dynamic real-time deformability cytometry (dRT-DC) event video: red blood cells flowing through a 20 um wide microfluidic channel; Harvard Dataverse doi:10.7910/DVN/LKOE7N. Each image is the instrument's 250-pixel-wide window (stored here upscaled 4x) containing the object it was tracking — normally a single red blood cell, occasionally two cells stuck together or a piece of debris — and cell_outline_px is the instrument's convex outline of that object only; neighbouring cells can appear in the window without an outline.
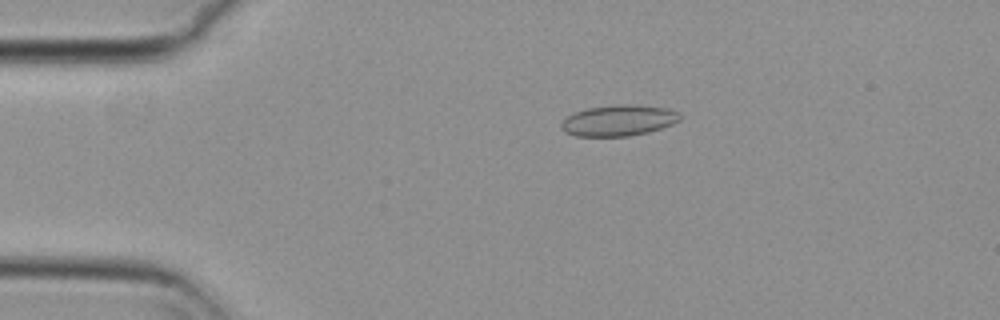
{"species": "common noctule bat (a hibernating species)", "species_latin": "Nyctalus noctula", "temperature_condition": "cold", "stored_images_in_passage": 50, "camera_frame_rate_fps": 3000, "um_per_image_px": 0.085, "animal": {"sex": "female", "body_mass_g": 29.2, "forearm_length_mm": 56.3}, "frame": {"image": 1, "passage_image": 6, "time_ms": 1.667, "image_size_px": [1000, 320], "cell_outline_px": [[680, 120], [672, 124], [648, 132], [628, 136], [576, 136], [564, 132], [560, 128], [560, 124], [568, 116], [576, 112], [588, 108], [624, 104], [628, 104], [668, 108], [680, 112]], "centroid_in_image_um": [52.59, 10.24], "position_along_channel_um": 32.4, "area_um2": 21.27}}
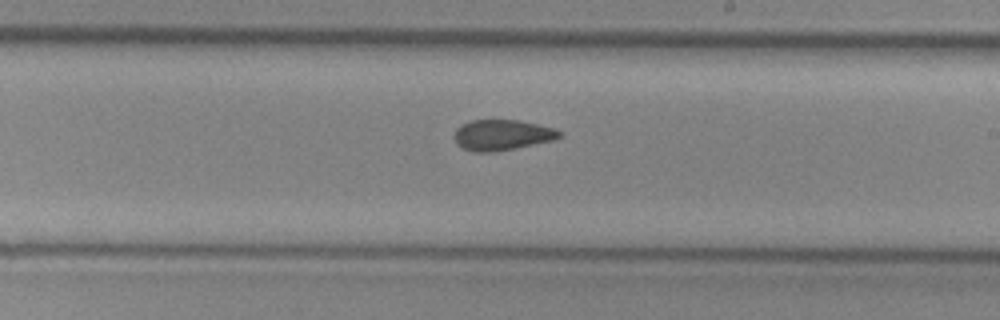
{"frame": {"image": 2, "passage_image": 27, "time_ms": 8.667, "image_size_px": [1000, 320], "cell_outline_px": [[564, 132], [560, 136], [552, 140], [492, 152], [476, 152], [464, 148], [456, 144], [452, 136], [456, 128], [460, 124], [472, 120], [520, 120], [556, 128]], "centroid_in_image_um": [42.64, 11.45], "position_along_channel_um": 246.4, "area_um2": 18.79}}
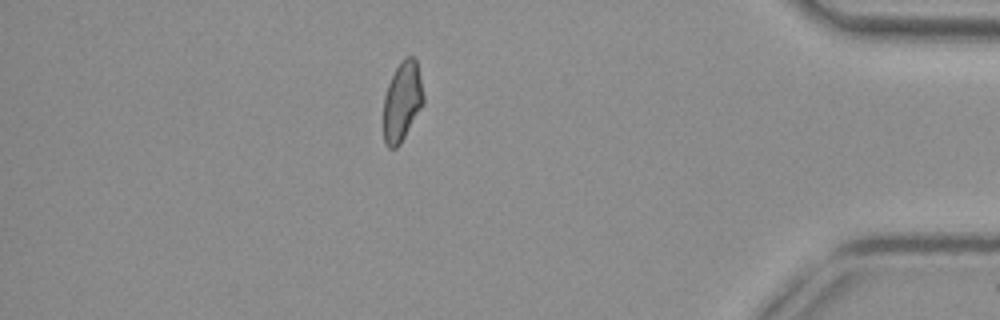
{"frame": {"image": 3, "passage_image": 43, "time_ms": 14.0, "image_size_px": [1000, 320], "cell_outline_px": [[424, 104], [400, 144], [396, 148], [388, 148], [384, 144], [384, 96], [388, 84], [400, 60], [404, 56], [412, 56], [416, 60], [420, 76], [424, 96]], "centroid_in_image_um": [34.19, 8.62], "position_along_channel_um": 401.0, "area_um2": 18.61}, "authors_computed_cell_mechanics": {"area_um2": 19.2185, "velocity_mm_per_s": 3.7093, "shape_relaxation_time_tau1_ms": null, "shape_relaxation_time_tau2_ms": 2.0111, "deformation_change_tau1": null, "deformation_change_tau2": 0.0856}}